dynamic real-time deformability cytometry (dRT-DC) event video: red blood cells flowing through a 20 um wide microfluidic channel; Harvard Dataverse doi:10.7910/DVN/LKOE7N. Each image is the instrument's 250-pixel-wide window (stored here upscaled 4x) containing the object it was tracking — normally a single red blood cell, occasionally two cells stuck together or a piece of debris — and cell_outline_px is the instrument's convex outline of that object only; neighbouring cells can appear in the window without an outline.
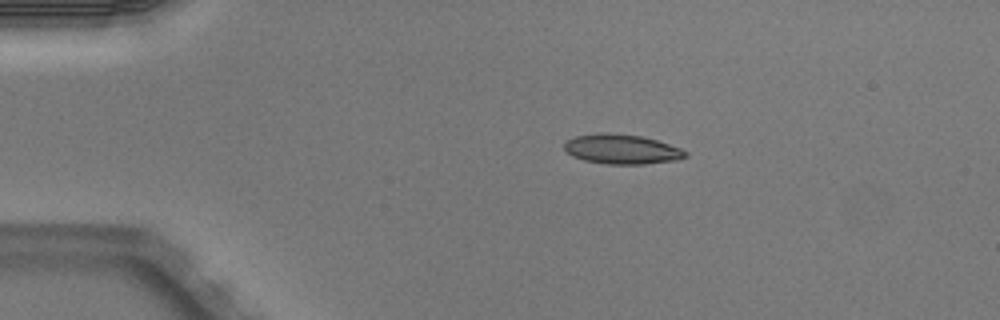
{"species": "Egyptian fruit bat (a non-hibernating species)", "species_latin": "Rousettus aegyptiacus", "temperature_condition": "warm", "stored_images_in_passage": 2, "camera_frame_rate_fps": 3000, "um_per_image_px": 0.085, "animal": {"sex": "male"}, "frame": {"image": 1, "passage_image": 1, "time_ms": 0.0, "image_size_px": [1000, 320], "cell_outline_px": [[688, 156], [676, 160], [644, 164], [604, 164], [584, 160], [572, 156], [564, 148], [564, 144], [568, 140], [576, 136], [600, 132], [608, 132], [640, 136], [656, 140], [680, 148], [688, 152]], "centroid_in_image_um": [52.85, 12.68], "position_along_channel_um": 32.2, "area_um2": 20.92}}